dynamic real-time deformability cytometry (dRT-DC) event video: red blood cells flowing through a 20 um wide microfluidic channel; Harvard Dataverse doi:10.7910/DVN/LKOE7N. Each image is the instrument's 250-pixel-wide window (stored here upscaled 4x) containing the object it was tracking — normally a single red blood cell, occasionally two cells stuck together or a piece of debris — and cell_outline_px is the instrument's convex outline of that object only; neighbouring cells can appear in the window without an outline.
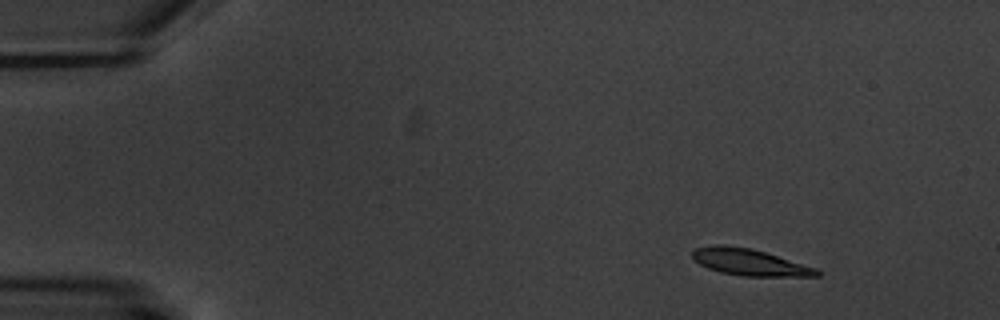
{"species": "common noctule bat (a hibernating species)", "species_latin": "Nyctalus noctula", "temperature_condition": "warm", "stored_images_in_passage": 7, "camera_frame_rate_fps": 3000, "um_per_image_px": 0.085, "animal": {"sex": "male", "body_mass_g": 20.1, "forearm_length_mm": 53.5}, "frame": {"image": 1, "passage_image": 1, "time_ms": 0.0, "image_size_px": [1000, 320], "cell_outline_px": [[820, 276], [740, 276], [720, 272], [708, 268], [692, 260], [692, 252], [696, 248], [712, 244], [724, 244], [752, 248], [816, 268], [820, 272]], "centroid_in_image_um": [63.65, 22.27], "position_along_channel_um": 21.3, "area_um2": 19.36}}
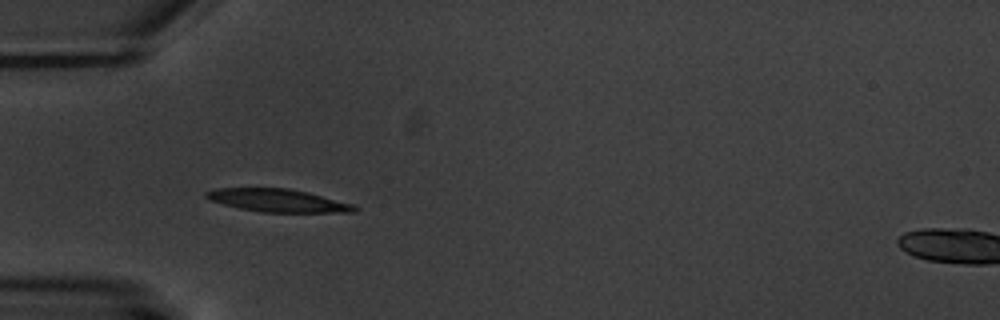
{"frame": {"image": 2, "passage_image": 4, "time_ms": 3.667, "image_size_px": [1000, 320], "cell_outline_px": [[360, 208], [356, 212], [260, 212], [240, 208], [208, 200], [204, 196], [204, 192], [216, 188], [288, 188], [308, 192], [352, 204]], "centroid_in_image_um": [23.59, 17.04], "position_along_channel_um": 61.4, "area_um2": 19.77}}
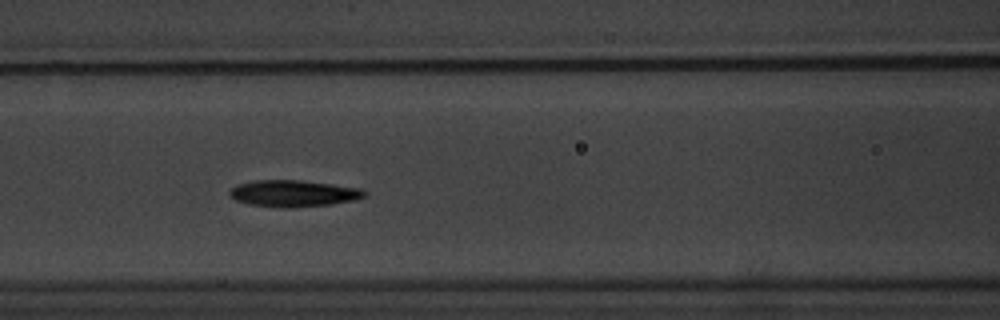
{"frame": {"image": 3, "passage_image": 6, "time_ms": 6.0, "image_size_px": [1000, 320], "cell_outline_px": [[368, 192], [364, 196], [352, 200], [332, 204], [292, 208], [284, 208], [248, 204], [236, 200], [228, 192], [236, 184], [256, 180], [300, 180], [364, 188]], "centroid_in_image_um": [24.96, 16.44], "position_along_channel_um": 141.6, "area_um2": 20.98}}